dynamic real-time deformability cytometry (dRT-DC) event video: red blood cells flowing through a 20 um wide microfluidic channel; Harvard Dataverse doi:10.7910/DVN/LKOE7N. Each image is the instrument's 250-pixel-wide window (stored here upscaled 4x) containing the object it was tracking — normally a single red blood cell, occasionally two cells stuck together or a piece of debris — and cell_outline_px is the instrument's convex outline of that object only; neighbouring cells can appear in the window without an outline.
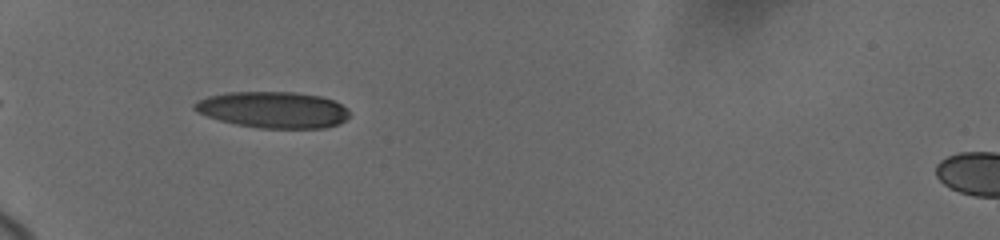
{"species": "human", "species_latin": "Homo sapiens", "temperature_condition": "cold", "stored_images_in_passage": 7, "camera_frame_rate_fps": 3000, "um_per_image_px": 0.085, "donor": {"sex": "female"}, "frame": {"image": 1, "passage_image": 3, "time_ms": 1.667, "image_size_px": [1000, 240], "cell_outline_px": [[348, 116], [344, 120], [336, 124], [324, 128], [260, 128], [236, 124], [220, 120], [196, 112], [192, 108], [192, 104], [208, 96], [228, 92], [296, 92], [320, 96], [332, 100], [348, 108]], "centroid_in_image_um": [23.19, 9.32], "position_along_channel_um": 61.8, "area_um2": 32.66}}
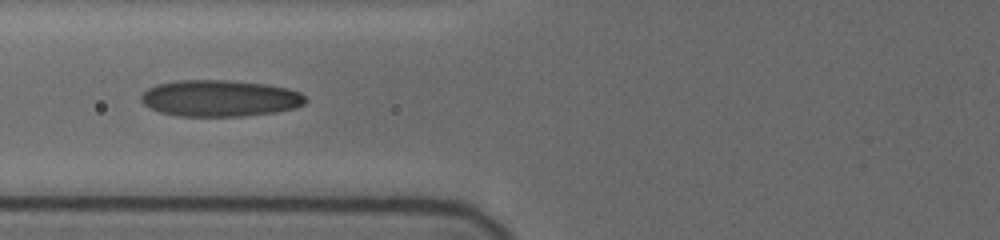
{"frame": {"image": 2, "passage_image": 5, "time_ms": 3.333, "image_size_px": [1000, 240], "cell_outline_px": [[308, 100], [304, 104], [296, 108], [276, 112], [244, 116], [176, 116], [160, 112], [148, 108], [140, 100], [140, 96], [148, 88], [156, 84], [176, 80], [232, 80], [268, 84], [288, 88], [300, 92]], "centroid_in_image_um": [18.69, 8.35], "position_along_channel_um": 107.1, "area_um2": 35.43}}
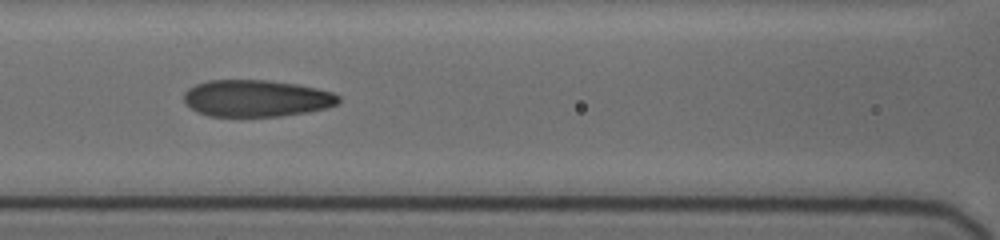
{"frame": {"image": 3, "passage_image": 6, "time_ms": 4.333, "image_size_px": [1000, 240], "cell_outline_px": [[340, 104], [328, 108], [308, 112], [280, 116], [208, 116], [196, 112], [184, 104], [184, 92], [188, 88], [196, 84], [208, 80], [268, 80], [296, 84], [316, 88], [332, 92], [340, 96]], "centroid_in_image_um": [21.79, 8.36], "position_along_channel_um": 144.8, "area_um2": 33.52}}